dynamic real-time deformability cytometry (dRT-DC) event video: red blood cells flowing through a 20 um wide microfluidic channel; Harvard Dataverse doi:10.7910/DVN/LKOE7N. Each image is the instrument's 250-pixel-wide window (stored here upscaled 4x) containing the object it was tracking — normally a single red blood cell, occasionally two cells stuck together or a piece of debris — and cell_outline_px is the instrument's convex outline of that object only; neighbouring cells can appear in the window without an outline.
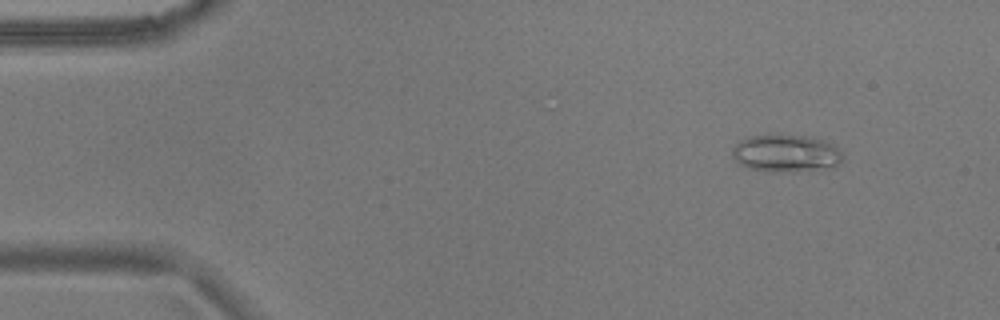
{"species": "common noctule bat (a hibernating species)", "species_latin": "Nyctalus noctula", "temperature_condition": "warm", "stored_images_in_passage": 44, "camera_frame_rate_fps": 3000, "um_per_image_px": 0.085, "animal": {"sex": "male", "body_mass_g": 17.9}, "frame": {"image": 1, "passage_image": 6, "time_ms": 1.667, "image_size_px": [1000, 320], "cell_outline_px": [[844, 156], [840, 164], [836, 168], [776, 172], [772, 172], [748, 168], [740, 164], [732, 156], [732, 148], [740, 140], [748, 136], [816, 136], [832, 144]], "centroid_in_image_um": [66.84, 13.05], "position_along_channel_um": 18.2, "area_um2": 24.1}}
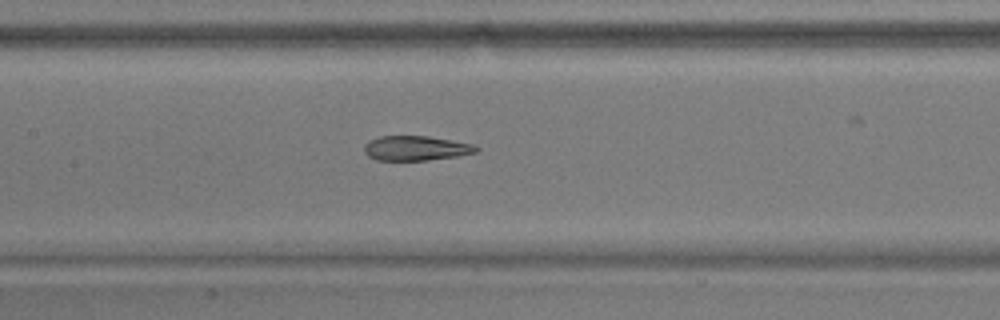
{"frame": {"image": 2, "passage_image": 26, "time_ms": 8.333, "image_size_px": [1000, 320], "cell_outline_px": [[480, 148], [476, 152], [456, 156], [428, 160], [376, 160], [368, 156], [364, 152], [364, 144], [368, 140], [380, 136], [428, 136], [472, 144]], "centroid_in_image_um": [35.3, 12.59], "position_along_channel_um": 172.1, "area_um2": 16.07}}
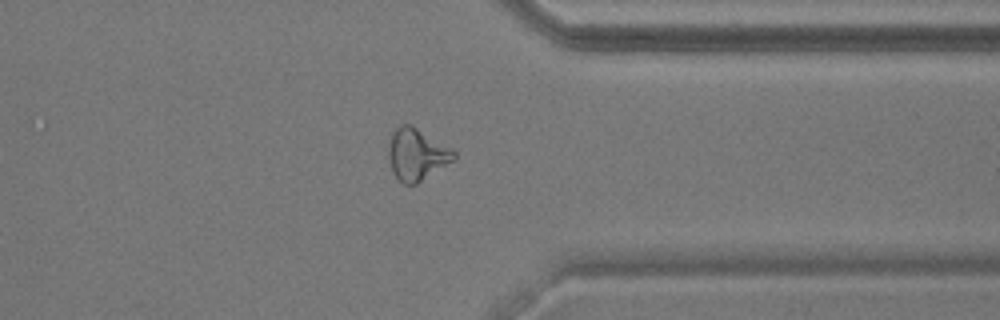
{"frame": {"image": 3, "passage_image": 43, "time_ms": 14.0, "image_size_px": [1000, 320], "cell_outline_px": [[456, 156], [452, 160], [416, 184], [404, 184], [392, 172], [388, 156], [388, 152], [392, 132], [400, 124], [408, 124], [416, 128], [452, 148], [456, 152]], "centroid_in_image_um": [35.4, 13.12], "position_along_channel_um": 376.0, "area_um2": 19.25}}